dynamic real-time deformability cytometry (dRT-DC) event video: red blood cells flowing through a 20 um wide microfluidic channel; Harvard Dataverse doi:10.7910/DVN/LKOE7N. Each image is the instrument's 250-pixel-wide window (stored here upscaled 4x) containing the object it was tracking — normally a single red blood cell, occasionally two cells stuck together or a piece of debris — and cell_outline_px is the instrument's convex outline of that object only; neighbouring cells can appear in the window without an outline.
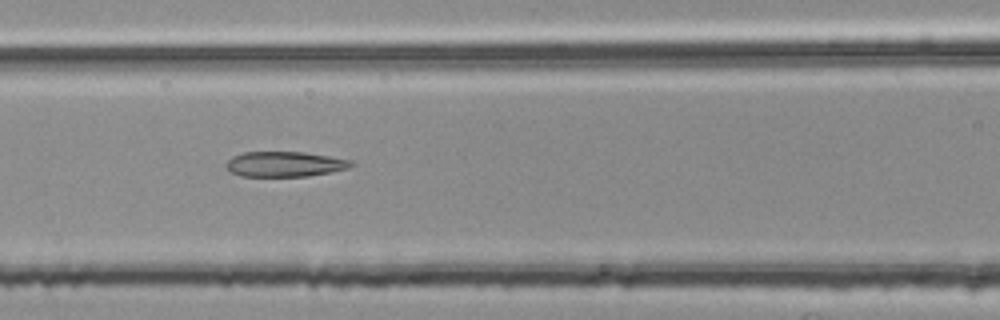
{"species": "common noctule bat (a hibernating species)", "species_latin": "Nyctalus noctula", "temperature_condition": "room temperature", "stored_images_in_passage": 6, "camera_frame_rate_fps": 3000, "um_per_image_px": 0.085, "animal": {"sex": "female", "body_mass_g": 25.1}, "frame": {"image": 1, "passage_image": 5, "time_ms": 1.333, "image_size_px": [1000, 320], "cell_outline_px": [[356, 164], [348, 168], [332, 172], [308, 176], [240, 176], [232, 172], [224, 164], [232, 156], [244, 152], [304, 152], [352, 160]], "centroid_in_image_um": [24.23, 13.95], "position_along_channel_um": 142.4, "area_um2": 18.38}}
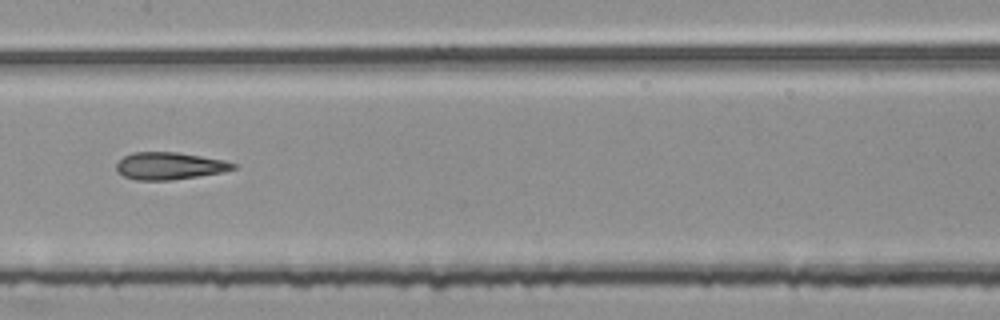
{"frame": {"image": 2, "passage_image": 6, "time_ms": 1.667, "image_size_px": [1000, 320], "cell_outline_px": [[240, 164], [236, 168], [224, 172], [168, 180], [136, 180], [124, 176], [116, 168], [116, 164], [124, 156], [132, 152], [176, 152], [224, 160]], "centroid_in_image_um": [14.44, 14.09], "position_along_channel_um": 193.0, "area_um2": 18.44}}